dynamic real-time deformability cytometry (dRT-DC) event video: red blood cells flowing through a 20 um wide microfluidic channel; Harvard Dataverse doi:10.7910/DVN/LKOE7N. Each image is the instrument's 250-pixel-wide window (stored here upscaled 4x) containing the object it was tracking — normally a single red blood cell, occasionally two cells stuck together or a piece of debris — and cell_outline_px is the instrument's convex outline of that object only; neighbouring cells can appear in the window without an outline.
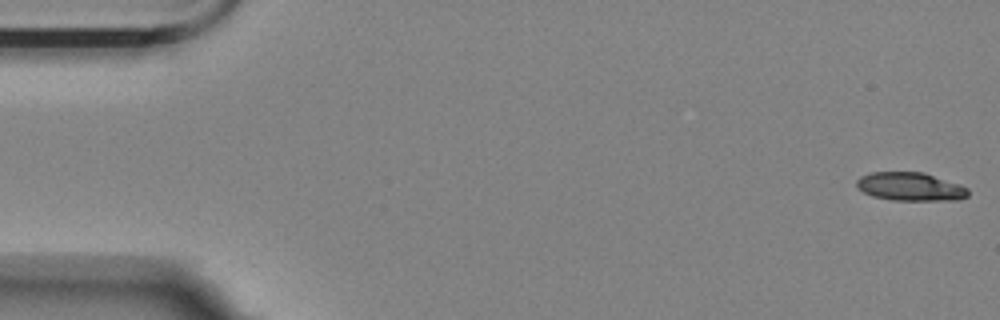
{"species": "Egyptian fruit bat (a non-hibernating species)", "species_latin": "Rousettus aegyptiacus", "temperature_condition": "room temperature", "stored_images_in_passage": 50, "camera_frame_rate_fps": 3000, "um_per_image_px": 0.085, "animal": {"sex": "female"}, "frame": {"image": 1, "passage_image": 1, "time_ms": 0.0, "image_size_px": [1000, 320], "cell_outline_px": [[968, 196], [960, 200], [892, 200], [872, 196], [856, 188], [856, 180], [860, 176], [872, 172], [924, 172], [960, 184], [968, 188]], "centroid_in_image_um": [77.38, 15.86], "position_along_channel_um": 7.6, "area_um2": 18.61}}
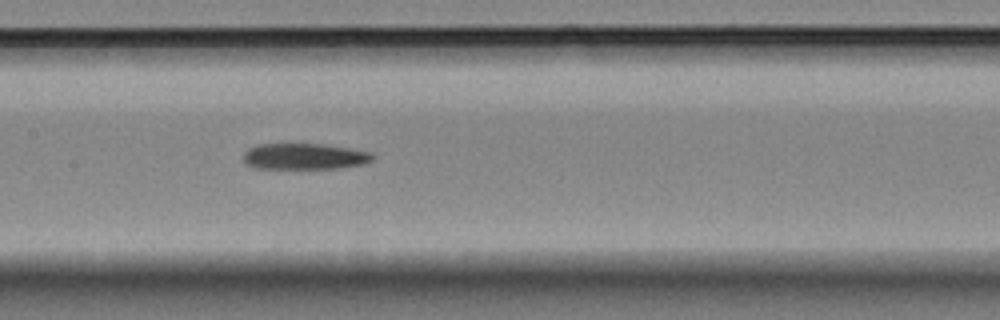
{"frame": {"image": 2, "passage_image": 27, "time_ms": 8.667, "image_size_px": [1000, 320], "cell_outline_px": [[372, 160], [364, 164], [340, 168], [256, 168], [248, 164], [244, 160], [244, 152], [248, 148], [256, 144], [320, 144], [348, 148], [372, 152]], "centroid_in_image_um": [25.87, 13.29], "position_along_channel_um": 181.5, "area_um2": 19.48}}
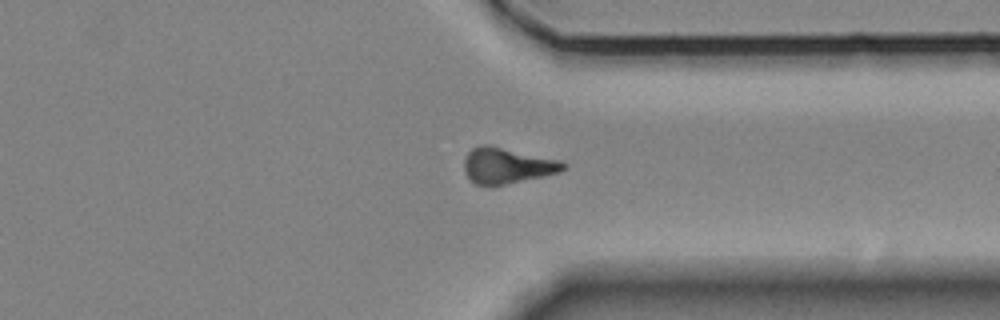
{"frame": {"image": 3, "passage_image": 43, "time_ms": 14.0, "image_size_px": [1000, 320], "cell_outline_px": [[568, 168], [560, 172], [504, 184], [476, 184], [464, 172], [464, 160], [468, 152], [472, 148], [480, 144], [492, 144], [560, 160], [568, 164]], "centroid_in_image_um": [43.12, 14.03], "position_along_channel_um": 368.3, "area_um2": 20.69}}